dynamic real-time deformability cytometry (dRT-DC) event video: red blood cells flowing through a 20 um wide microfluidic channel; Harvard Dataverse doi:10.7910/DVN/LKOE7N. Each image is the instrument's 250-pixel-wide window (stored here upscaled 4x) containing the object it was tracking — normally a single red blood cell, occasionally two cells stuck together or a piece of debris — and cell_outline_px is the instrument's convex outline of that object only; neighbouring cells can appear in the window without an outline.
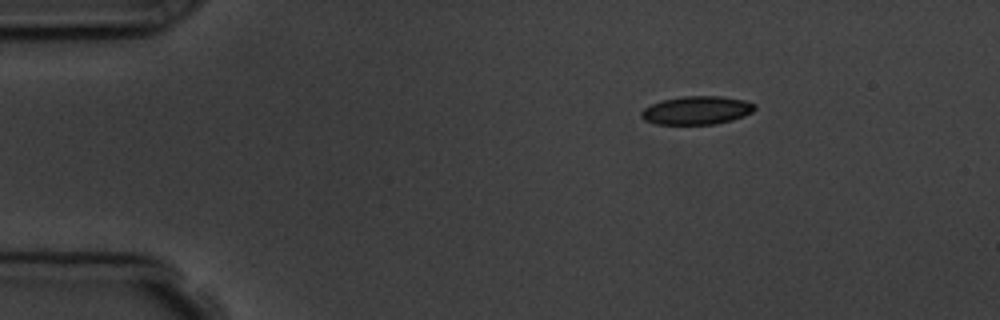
{"species": "common noctule bat (a hibernating species)", "species_latin": "Nyctalus noctula", "temperature_condition": "room temperature", "stored_images_in_passage": 3, "camera_frame_rate_fps": 3000, "um_per_image_px": 0.085, "animal": {"sex": "male", "body_mass_g": 19.5, "forearm_length_mm": 54.6}, "frame": {"image": 1, "passage_image": 1, "time_ms": 0.0, "image_size_px": [1000, 320], "cell_outline_px": [[756, 108], [752, 112], [744, 116], [732, 120], [716, 124], [656, 124], [644, 120], [640, 116], [640, 112], [644, 108], [652, 104], [664, 100], [684, 96], [724, 96], [744, 100], [756, 104]], "centroid_in_image_um": [59.24, 9.38], "position_along_channel_um": 25.8, "area_um2": 18.79}}